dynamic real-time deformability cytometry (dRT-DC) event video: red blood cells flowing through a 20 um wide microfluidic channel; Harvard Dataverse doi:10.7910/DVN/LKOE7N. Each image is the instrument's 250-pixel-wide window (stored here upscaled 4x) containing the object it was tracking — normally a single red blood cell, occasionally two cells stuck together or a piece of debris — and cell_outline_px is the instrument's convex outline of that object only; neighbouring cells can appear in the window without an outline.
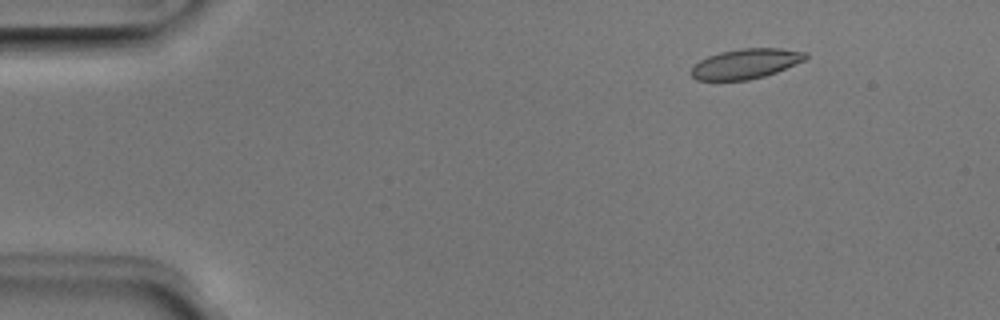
{"species": "Egyptian fruit bat (a non-hibernating species)", "species_latin": "Rousettus aegyptiacus", "temperature_condition": "room temperature", "stored_images_in_passage": 5, "segment_of_instrument_passage": [1, 2], "camera_frame_rate_fps": 3000, "um_per_image_px": 0.085, "animal": {"sex": "male"}, "frame": {"image": 1, "passage_image": 2, "time_ms": 0.333, "image_size_px": [1000, 320], "cell_outline_px": [[808, 56], [804, 60], [776, 72], [764, 76], [748, 80], [696, 80], [688, 72], [700, 60], [708, 56], [720, 52], [740, 48], [780, 48], [808, 52]], "centroid_in_image_um": [63.38, 5.41], "position_along_channel_um": 21.6, "area_um2": 19.94}}